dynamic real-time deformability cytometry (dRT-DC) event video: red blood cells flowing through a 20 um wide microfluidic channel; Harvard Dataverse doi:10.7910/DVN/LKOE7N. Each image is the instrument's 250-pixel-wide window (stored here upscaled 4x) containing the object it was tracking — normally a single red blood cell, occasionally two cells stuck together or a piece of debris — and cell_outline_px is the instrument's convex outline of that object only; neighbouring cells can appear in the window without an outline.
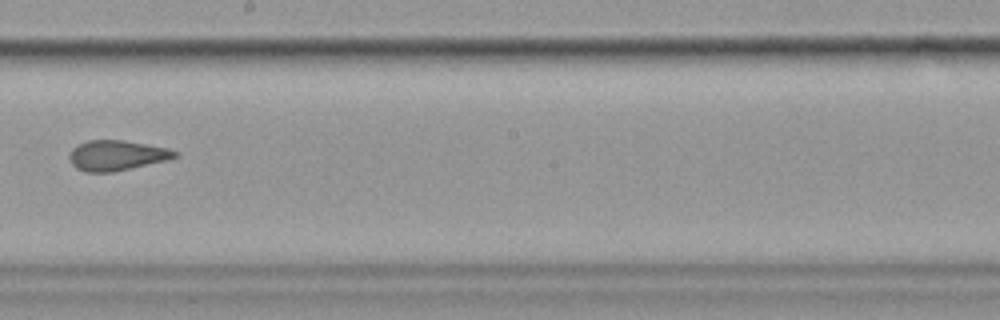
{"species": "common noctule bat (a hibernating species)", "species_latin": "Nyctalus noctula", "temperature_condition": "cold", "stored_images_in_passage": 10, "camera_frame_rate_fps": 3000, "um_per_image_px": 0.085, "animal": {"sex": "female", "body_mass_g": 19.9}, "frame": {"image": 1, "passage_image": 10, "time_ms": 11.0, "image_size_px": [1000, 320], "cell_outline_px": [[180, 156], [168, 160], [112, 172], [88, 172], [76, 168], [72, 164], [68, 156], [72, 148], [88, 140], [124, 140], [168, 148], [180, 152]], "centroid_in_image_um": [9.96, 13.2], "position_along_channel_um": 238.2, "area_um2": 18.61}}